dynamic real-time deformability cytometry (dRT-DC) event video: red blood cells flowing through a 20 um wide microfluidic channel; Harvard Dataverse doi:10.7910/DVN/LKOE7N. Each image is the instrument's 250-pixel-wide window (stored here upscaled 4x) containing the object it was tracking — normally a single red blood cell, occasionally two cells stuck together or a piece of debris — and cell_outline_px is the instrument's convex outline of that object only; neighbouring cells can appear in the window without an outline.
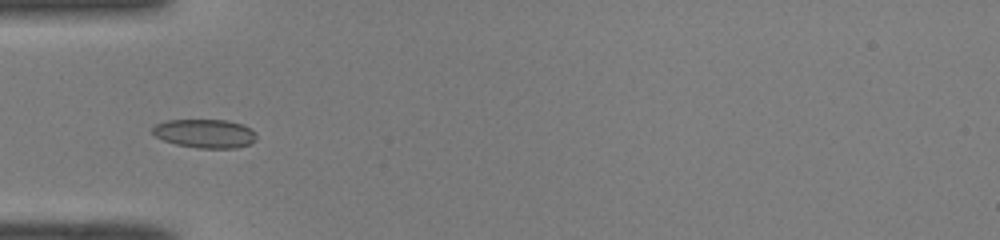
{"species": "common noctule bat (a hibernating species)", "species_latin": "Nyctalus noctula", "temperature_condition": "room temperature", "stored_images_in_passage": 49, "camera_frame_rate_fps": 3000, "um_per_image_px": 0.085, "animal": {"sex": "male", "body_mass_g": 19.0, "forearm_length_mm": 50.8}, "frame": {"image": 1, "passage_image": 15, "time_ms": 4.667, "image_size_px": [1000, 240], "cell_outline_px": [[256, 140], [252, 144], [236, 148], [200, 148], [176, 144], [164, 140], [156, 136], [152, 132], [152, 128], [156, 124], [168, 120], [228, 120], [240, 124], [256, 132]], "centroid_in_image_um": [17.44, 11.35], "position_along_channel_um": 67.6, "area_um2": 17.34}}
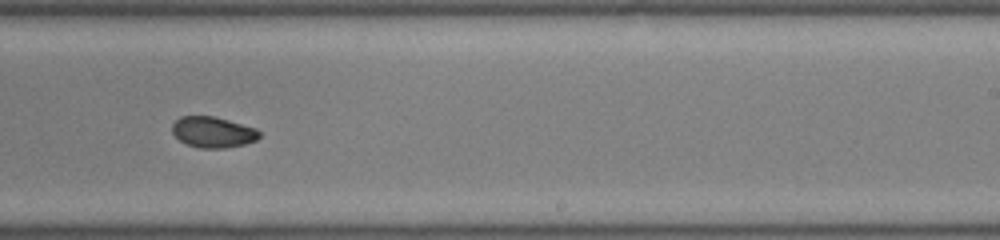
{"frame": {"image": 2, "passage_image": 30, "time_ms": 9.667, "image_size_px": [1000, 240], "cell_outline_px": [[260, 136], [256, 140], [244, 144], [224, 148], [200, 148], [188, 144], [180, 140], [172, 132], [172, 124], [180, 116], [212, 116], [228, 120], [256, 128], [260, 132]], "centroid_in_image_um": [18.1, 11.23], "position_along_channel_um": 270.9, "area_um2": 15.55}}
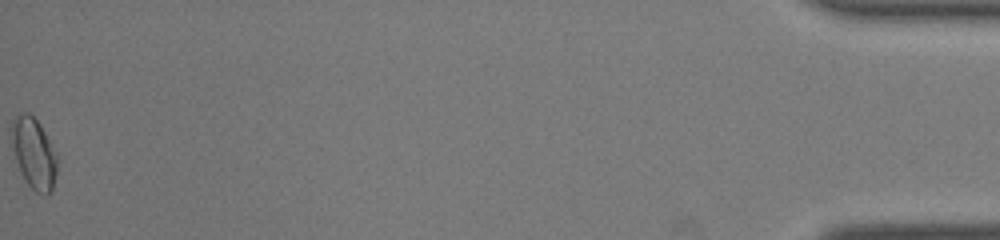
{"frame": {"image": 3, "passage_image": 49, "time_ms": 16.0, "image_size_px": [1000, 240], "cell_outline_px": [[56, 172], [52, 188], [48, 196], [44, 196], [36, 192], [28, 184], [20, 172], [16, 160], [12, 144], [12, 120], [24, 112], [28, 112], [40, 124], [56, 152]], "centroid_in_image_um": [2.88, 13.05], "position_along_channel_um": 432.3, "area_um2": 18.5}, "authors_computed_cell_mechanics": {"area_um2": 16.2996, "velocity_mm_per_s": 4.0806, "shape_relaxation_time_tau1_ms": null, "shape_relaxation_time_tau2_ms": 2.2118, "deformation_change_tau1": null, "deformation_change_tau2": 0.0532}}